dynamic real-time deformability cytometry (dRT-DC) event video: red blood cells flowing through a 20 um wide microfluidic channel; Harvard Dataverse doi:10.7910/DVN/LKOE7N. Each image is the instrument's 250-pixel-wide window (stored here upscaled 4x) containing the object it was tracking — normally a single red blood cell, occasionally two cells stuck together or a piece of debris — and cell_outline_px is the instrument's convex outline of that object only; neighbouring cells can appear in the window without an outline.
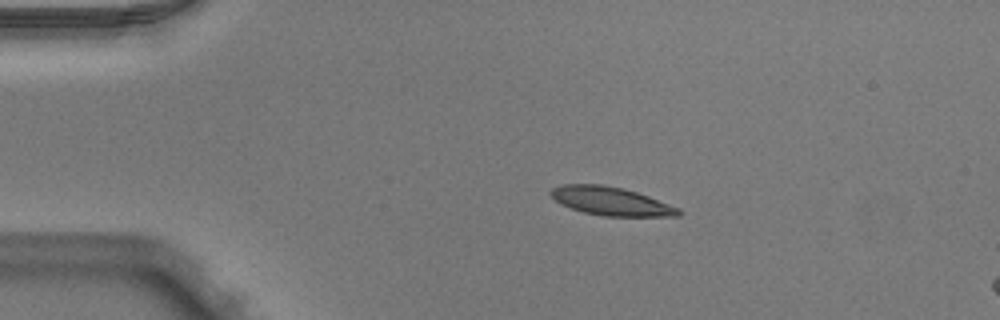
{"species": "Egyptian fruit bat (a non-hibernating species)", "species_latin": "Rousettus aegyptiacus", "temperature_condition": "warm", "stored_images_in_passage": 7, "camera_frame_rate_fps": 3000, "um_per_image_px": 0.085, "animal": {"sex": "male"}, "frame": {"image": 1, "passage_image": 1, "time_ms": 0.0, "image_size_px": [1000, 320], "cell_outline_px": [[684, 212], [680, 216], [604, 216], [584, 212], [560, 204], [548, 192], [552, 188], [560, 184], [600, 184], [620, 188], [636, 192], [648, 196], [680, 208]], "centroid_in_image_um": [51.94, 17.1], "position_along_channel_um": 33.1, "area_um2": 21.1}}